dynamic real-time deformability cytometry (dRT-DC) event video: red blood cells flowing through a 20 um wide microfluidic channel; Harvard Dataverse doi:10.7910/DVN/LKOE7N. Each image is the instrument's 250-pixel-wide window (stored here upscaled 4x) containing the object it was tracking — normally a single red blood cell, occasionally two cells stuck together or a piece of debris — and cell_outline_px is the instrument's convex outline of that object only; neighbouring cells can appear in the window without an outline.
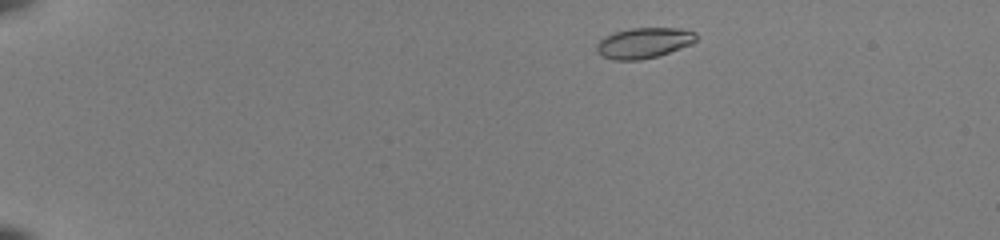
{"species": "common noctule bat (a hibernating species)", "species_latin": "Nyctalus noctula", "temperature_condition": "room temperature", "stored_images_in_passage": 41, "camera_frame_rate_fps": 3000, "um_per_image_px": 0.085, "animal": {"sex": "female", "body_mass_g": 22.0, "forearm_length_mm": 56.7}, "frame": {"image": 1, "passage_image": 3, "time_ms": 0.667, "image_size_px": [1000, 240], "cell_outline_px": [[700, 36], [692, 44], [656, 56], [640, 60], [612, 60], [596, 52], [596, 44], [604, 36], [616, 32], [632, 28], [680, 28], [696, 32]], "centroid_in_image_um": [54.74, 3.64], "position_along_channel_um": 30.3, "area_um2": 17.74}}
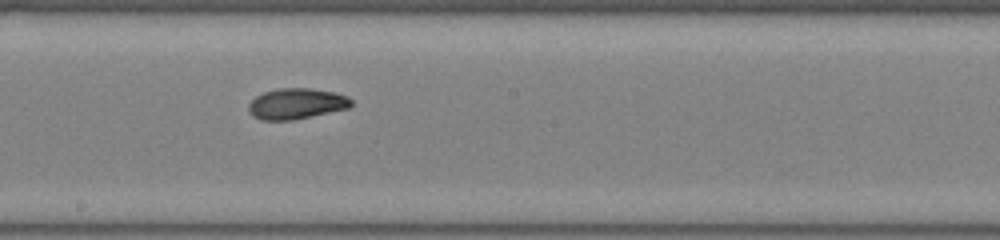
{"frame": {"image": 2, "passage_image": 25, "time_ms": 8.0, "image_size_px": [1000, 240], "cell_outline_px": [[352, 104], [348, 108], [312, 116], [292, 120], [260, 120], [252, 116], [248, 112], [248, 104], [256, 96], [264, 92], [276, 88], [312, 88], [336, 92], [348, 96], [352, 100]], "centroid_in_image_um": [25.18, 8.81], "position_along_channel_um": 223.0, "area_um2": 18.61}}
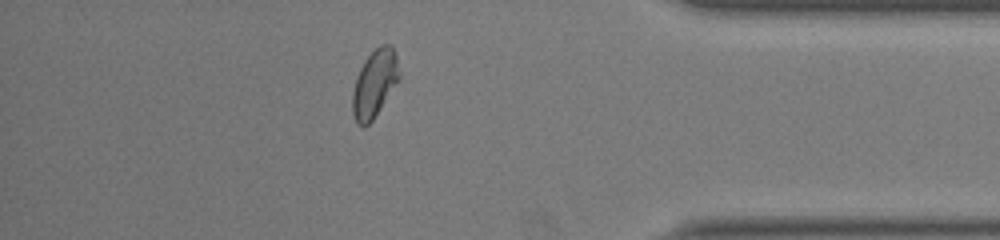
{"frame": {"image": 3, "passage_image": 40, "time_ms": 13.0, "image_size_px": [1000, 240], "cell_outline_px": [[400, 76], [380, 108], [372, 120], [364, 128], [356, 124], [352, 112], [352, 92], [356, 76], [364, 60], [380, 44], [392, 44], [396, 56], [400, 72]], "centroid_in_image_um": [31.81, 7.1], "position_along_channel_um": 403.4, "area_um2": 18.26}, "authors_computed_cell_mechanics": {"area_um2": 18.0914, "velocity_mm_per_s": 4.0003, "shape_relaxation_time_tau1_ms": 4.0515, "shape_relaxation_time_tau2_ms": 1.6916, "deformation_change_tau1": 0.1249, "deformation_change_tau2": 0.0651}}